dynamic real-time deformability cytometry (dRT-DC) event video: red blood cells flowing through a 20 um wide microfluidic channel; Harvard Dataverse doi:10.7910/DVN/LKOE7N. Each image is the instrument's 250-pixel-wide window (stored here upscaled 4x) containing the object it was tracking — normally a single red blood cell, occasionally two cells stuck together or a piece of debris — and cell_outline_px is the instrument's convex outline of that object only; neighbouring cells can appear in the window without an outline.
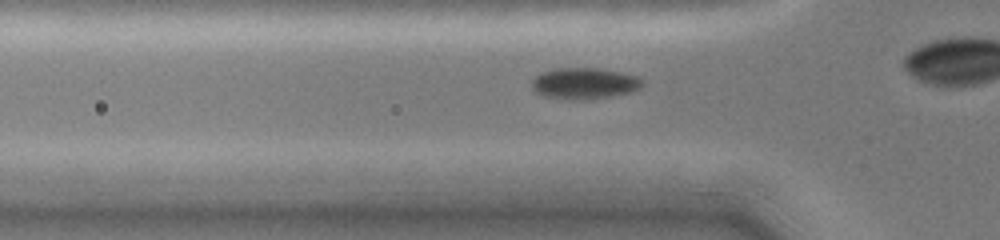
{"species": "common noctule bat (a hibernating species)", "species_latin": "Nyctalus noctula", "temperature_condition": "cold", "stored_images_in_passage": 30, "camera_frame_rate_fps": 3000, "um_per_image_px": 0.085, "animal": {"sex": "female", "body_mass_g": 19.0, "forearm_length_mm": 51.5}, "frame": {"image": 1, "passage_image": 8, "time_ms": 2.333, "image_size_px": [1000, 240], "cell_outline_px": [[644, 84], [640, 88], [632, 92], [584, 100], [572, 100], [544, 96], [536, 92], [532, 88], [532, 80], [536, 76], [544, 72], [556, 68], [600, 68], [620, 72], [636, 76]], "centroid_in_image_um": [49.66, 7.09], "position_along_channel_um": 76.1, "area_um2": 20.0}}
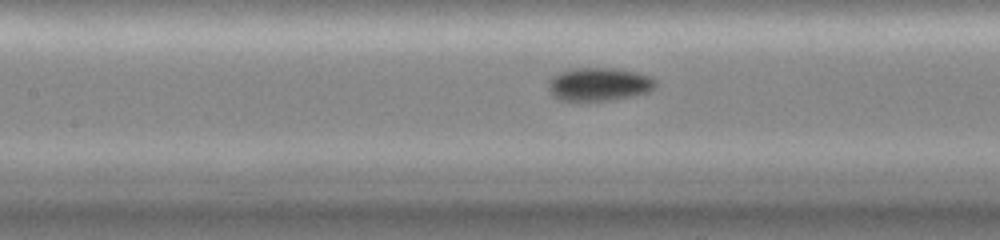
{"frame": {"image": 2, "passage_image": 13, "time_ms": 4.333, "image_size_px": [1000, 240], "cell_outline_px": [[656, 88], [648, 92], [632, 96], [612, 100], [560, 100], [552, 96], [548, 88], [548, 84], [552, 76], [560, 72], [572, 68], [620, 68], [652, 76], [656, 80]], "centroid_in_image_um": [50.94, 7.15], "position_along_channel_um": 156.5, "area_um2": 20.98}}
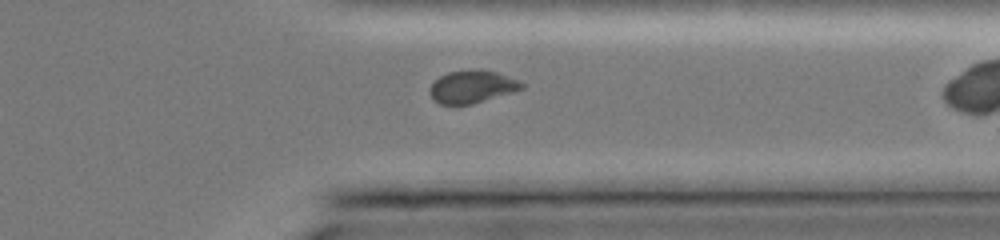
{"frame": {"image": 3, "passage_image": 28, "time_ms": 9.667, "image_size_px": [1000, 240], "cell_outline_px": [[524, 88], [512, 92], [472, 104], [440, 104], [428, 92], [428, 88], [440, 76], [448, 72], [480, 68], [496, 72], [520, 80], [524, 84]], "centroid_in_image_um": [40.14, 7.35], "position_along_channel_um": 371.3, "area_um2": 17.46}}